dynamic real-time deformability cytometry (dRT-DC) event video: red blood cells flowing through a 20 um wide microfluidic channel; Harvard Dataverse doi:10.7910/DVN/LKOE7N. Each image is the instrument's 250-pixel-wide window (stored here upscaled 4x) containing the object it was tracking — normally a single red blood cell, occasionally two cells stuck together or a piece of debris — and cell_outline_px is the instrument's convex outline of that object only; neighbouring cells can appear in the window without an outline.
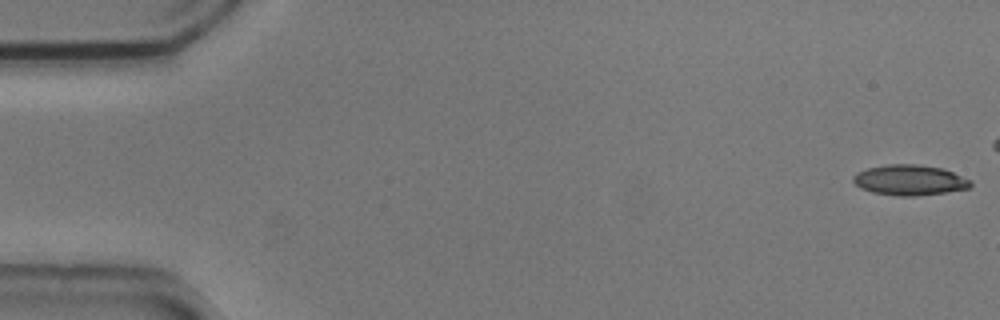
{"species": "common noctule bat (a hibernating species)", "species_latin": "Nyctalus noctula", "temperature_condition": "cold", "stored_images_in_passage": 3, "camera_frame_rate_fps": 3000, "um_per_image_px": 0.085, "animal": {"sex": "male", "body_mass_g": 20.5, "forearm_length_mm": 52.5}, "frame": {"image": 1, "passage_image": 1, "time_ms": 0.0, "image_size_px": [1000, 320], "cell_outline_px": [[972, 184], [968, 188], [944, 192], [916, 196], [900, 196], [872, 192], [860, 188], [852, 180], [852, 176], [856, 172], [868, 168], [888, 164], [920, 164], [944, 168], [972, 180]], "centroid_in_image_um": [77.32, 15.29], "position_along_channel_um": 7.7, "area_um2": 20.92}}